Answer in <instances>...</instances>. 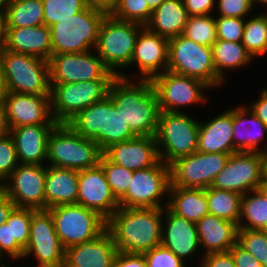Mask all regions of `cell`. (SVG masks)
I'll use <instances>...</instances> for the list:
<instances>
[{
	"instance_id": "d4e9b609",
	"label": "cell",
	"mask_w": 267,
	"mask_h": 267,
	"mask_svg": "<svg viewBox=\"0 0 267 267\" xmlns=\"http://www.w3.org/2000/svg\"><path fill=\"white\" fill-rule=\"evenodd\" d=\"M55 125H29L10 129L18 161L22 164H40L47 160L48 137Z\"/></svg>"
},
{
	"instance_id": "ab89813d",
	"label": "cell",
	"mask_w": 267,
	"mask_h": 267,
	"mask_svg": "<svg viewBox=\"0 0 267 267\" xmlns=\"http://www.w3.org/2000/svg\"><path fill=\"white\" fill-rule=\"evenodd\" d=\"M42 3L44 25L49 28L58 21L79 13L89 5L86 0H42Z\"/></svg>"
},
{
	"instance_id": "c3c4849f",
	"label": "cell",
	"mask_w": 267,
	"mask_h": 267,
	"mask_svg": "<svg viewBox=\"0 0 267 267\" xmlns=\"http://www.w3.org/2000/svg\"><path fill=\"white\" fill-rule=\"evenodd\" d=\"M4 251L13 259L24 255V249L17 242H11L10 223L6 222L0 225V254Z\"/></svg>"
},
{
	"instance_id": "d6986e66",
	"label": "cell",
	"mask_w": 267,
	"mask_h": 267,
	"mask_svg": "<svg viewBox=\"0 0 267 267\" xmlns=\"http://www.w3.org/2000/svg\"><path fill=\"white\" fill-rule=\"evenodd\" d=\"M78 205L98 212L106 220L120 207L100 164L79 170Z\"/></svg>"
},
{
	"instance_id": "9f6ffc18",
	"label": "cell",
	"mask_w": 267,
	"mask_h": 267,
	"mask_svg": "<svg viewBox=\"0 0 267 267\" xmlns=\"http://www.w3.org/2000/svg\"><path fill=\"white\" fill-rule=\"evenodd\" d=\"M10 133L4 102H0V138Z\"/></svg>"
},
{
	"instance_id": "f907efd6",
	"label": "cell",
	"mask_w": 267,
	"mask_h": 267,
	"mask_svg": "<svg viewBox=\"0 0 267 267\" xmlns=\"http://www.w3.org/2000/svg\"><path fill=\"white\" fill-rule=\"evenodd\" d=\"M201 263V267H236L229 251L206 254Z\"/></svg>"
},
{
	"instance_id": "03108f58",
	"label": "cell",
	"mask_w": 267,
	"mask_h": 267,
	"mask_svg": "<svg viewBox=\"0 0 267 267\" xmlns=\"http://www.w3.org/2000/svg\"><path fill=\"white\" fill-rule=\"evenodd\" d=\"M252 1H253L254 5H255L256 1H257V3L259 1L260 3H263V5H267V0H252Z\"/></svg>"
},
{
	"instance_id": "f6af8a7d",
	"label": "cell",
	"mask_w": 267,
	"mask_h": 267,
	"mask_svg": "<svg viewBox=\"0 0 267 267\" xmlns=\"http://www.w3.org/2000/svg\"><path fill=\"white\" fill-rule=\"evenodd\" d=\"M18 158L16 147L10 134L0 138V186L1 181L8 179L17 168Z\"/></svg>"
},
{
	"instance_id": "003e7915",
	"label": "cell",
	"mask_w": 267,
	"mask_h": 267,
	"mask_svg": "<svg viewBox=\"0 0 267 267\" xmlns=\"http://www.w3.org/2000/svg\"><path fill=\"white\" fill-rule=\"evenodd\" d=\"M1 267H7V266H3V264H2ZM38 267H45V266H38ZM62 267H64V266H62Z\"/></svg>"
},
{
	"instance_id": "83f0119b",
	"label": "cell",
	"mask_w": 267,
	"mask_h": 267,
	"mask_svg": "<svg viewBox=\"0 0 267 267\" xmlns=\"http://www.w3.org/2000/svg\"><path fill=\"white\" fill-rule=\"evenodd\" d=\"M79 171L62 167H46L45 210L67 204H76Z\"/></svg>"
},
{
	"instance_id": "ee69618b",
	"label": "cell",
	"mask_w": 267,
	"mask_h": 267,
	"mask_svg": "<svg viewBox=\"0 0 267 267\" xmlns=\"http://www.w3.org/2000/svg\"><path fill=\"white\" fill-rule=\"evenodd\" d=\"M243 18L237 17H223L215 19L217 39L241 42L245 27Z\"/></svg>"
},
{
	"instance_id": "11a10c76",
	"label": "cell",
	"mask_w": 267,
	"mask_h": 267,
	"mask_svg": "<svg viewBox=\"0 0 267 267\" xmlns=\"http://www.w3.org/2000/svg\"><path fill=\"white\" fill-rule=\"evenodd\" d=\"M16 205L10 198L0 189V225L6 222Z\"/></svg>"
},
{
	"instance_id": "9a60e30c",
	"label": "cell",
	"mask_w": 267,
	"mask_h": 267,
	"mask_svg": "<svg viewBox=\"0 0 267 267\" xmlns=\"http://www.w3.org/2000/svg\"><path fill=\"white\" fill-rule=\"evenodd\" d=\"M263 179L261 152H236L229 155L211 187L240 195L258 189Z\"/></svg>"
},
{
	"instance_id": "484cf974",
	"label": "cell",
	"mask_w": 267,
	"mask_h": 267,
	"mask_svg": "<svg viewBox=\"0 0 267 267\" xmlns=\"http://www.w3.org/2000/svg\"><path fill=\"white\" fill-rule=\"evenodd\" d=\"M167 227L161 232V245L171 250L181 260L200 247L196 223L177 216L166 207Z\"/></svg>"
},
{
	"instance_id": "b9f144b4",
	"label": "cell",
	"mask_w": 267,
	"mask_h": 267,
	"mask_svg": "<svg viewBox=\"0 0 267 267\" xmlns=\"http://www.w3.org/2000/svg\"><path fill=\"white\" fill-rule=\"evenodd\" d=\"M237 243L267 267V230L238 229Z\"/></svg>"
},
{
	"instance_id": "ac0fdd59",
	"label": "cell",
	"mask_w": 267,
	"mask_h": 267,
	"mask_svg": "<svg viewBox=\"0 0 267 267\" xmlns=\"http://www.w3.org/2000/svg\"><path fill=\"white\" fill-rule=\"evenodd\" d=\"M40 164H18L8 179L12 183L2 181L0 189L16 205V208H32L45 210V177L46 168Z\"/></svg>"
},
{
	"instance_id": "277c9868",
	"label": "cell",
	"mask_w": 267,
	"mask_h": 267,
	"mask_svg": "<svg viewBox=\"0 0 267 267\" xmlns=\"http://www.w3.org/2000/svg\"><path fill=\"white\" fill-rule=\"evenodd\" d=\"M109 13L103 8L88 5L77 14L60 20L50 27L52 55L85 53L96 46L102 21Z\"/></svg>"
},
{
	"instance_id": "d6a6232c",
	"label": "cell",
	"mask_w": 267,
	"mask_h": 267,
	"mask_svg": "<svg viewBox=\"0 0 267 267\" xmlns=\"http://www.w3.org/2000/svg\"><path fill=\"white\" fill-rule=\"evenodd\" d=\"M4 19L6 28L44 25L42 0H10Z\"/></svg>"
},
{
	"instance_id": "8992f818",
	"label": "cell",
	"mask_w": 267,
	"mask_h": 267,
	"mask_svg": "<svg viewBox=\"0 0 267 267\" xmlns=\"http://www.w3.org/2000/svg\"><path fill=\"white\" fill-rule=\"evenodd\" d=\"M7 92L50 96L49 61L4 49L0 54Z\"/></svg>"
},
{
	"instance_id": "7dc6e473",
	"label": "cell",
	"mask_w": 267,
	"mask_h": 267,
	"mask_svg": "<svg viewBox=\"0 0 267 267\" xmlns=\"http://www.w3.org/2000/svg\"><path fill=\"white\" fill-rule=\"evenodd\" d=\"M220 15L223 17L243 18L254 6L252 0H218Z\"/></svg>"
},
{
	"instance_id": "816d5d0a",
	"label": "cell",
	"mask_w": 267,
	"mask_h": 267,
	"mask_svg": "<svg viewBox=\"0 0 267 267\" xmlns=\"http://www.w3.org/2000/svg\"><path fill=\"white\" fill-rule=\"evenodd\" d=\"M113 267H147L143 254L118 252Z\"/></svg>"
},
{
	"instance_id": "5b68a950",
	"label": "cell",
	"mask_w": 267,
	"mask_h": 267,
	"mask_svg": "<svg viewBox=\"0 0 267 267\" xmlns=\"http://www.w3.org/2000/svg\"><path fill=\"white\" fill-rule=\"evenodd\" d=\"M102 155L95 141L77 134L67 123H57L48 137L47 160L52 166L79 171L97 166Z\"/></svg>"
},
{
	"instance_id": "94428289",
	"label": "cell",
	"mask_w": 267,
	"mask_h": 267,
	"mask_svg": "<svg viewBox=\"0 0 267 267\" xmlns=\"http://www.w3.org/2000/svg\"><path fill=\"white\" fill-rule=\"evenodd\" d=\"M263 179L267 180V150H261Z\"/></svg>"
},
{
	"instance_id": "6da1fadb",
	"label": "cell",
	"mask_w": 267,
	"mask_h": 267,
	"mask_svg": "<svg viewBox=\"0 0 267 267\" xmlns=\"http://www.w3.org/2000/svg\"><path fill=\"white\" fill-rule=\"evenodd\" d=\"M108 97L136 136H155L160 109L151 80L134 84L120 73L112 81Z\"/></svg>"
},
{
	"instance_id": "e0dca14e",
	"label": "cell",
	"mask_w": 267,
	"mask_h": 267,
	"mask_svg": "<svg viewBox=\"0 0 267 267\" xmlns=\"http://www.w3.org/2000/svg\"><path fill=\"white\" fill-rule=\"evenodd\" d=\"M31 253L38 259V266H64L65 249L55 231L53 217L48 210L33 209L29 241L23 257Z\"/></svg>"
},
{
	"instance_id": "7bdbcfd3",
	"label": "cell",
	"mask_w": 267,
	"mask_h": 267,
	"mask_svg": "<svg viewBox=\"0 0 267 267\" xmlns=\"http://www.w3.org/2000/svg\"><path fill=\"white\" fill-rule=\"evenodd\" d=\"M32 208H15L6 223H10L11 242H17L24 250L30 235Z\"/></svg>"
},
{
	"instance_id": "9c48e42d",
	"label": "cell",
	"mask_w": 267,
	"mask_h": 267,
	"mask_svg": "<svg viewBox=\"0 0 267 267\" xmlns=\"http://www.w3.org/2000/svg\"><path fill=\"white\" fill-rule=\"evenodd\" d=\"M53 217L55 231L64 249L93 240L107 227V220L98 212L78 204L47 209Z\"/></svg>"
},
{
	"instance_id": "f35d334b",
	"label": "cell",
	"mask_w": 267,
	"mask_h": 267,
	"mask_svg": "<svg viewBox=\"0 0 267 267\" xmlns=\"http://www.w3.org/2000/svg\"><path fill=\"white\" fill-rule=\"evenodd\" d=\"M109 13L118 20L145 26L150 20L152 10L147 0H117Z\"/></svg>"
},
{
	"instance_id": "bcb514c9",
	"label": "cell",
	"mask_w": 267,
	"mask_h": 267,
	"mask_svg": "<svg viewBox=\"0 0 267 267\" xmlns=\"http://www.w3.org/2000/svg\"><path fill=\"white\" fill-rule=\"evenodd\" d=\"M147 267H183L184 261L162 245L143 253Z\"/></svg>"
},
{
	"instance_id": "74e56055",
	"label": "cell",
	"mask_w": 267,
	"mask_h": 267,
	"mask_svg": "<svg viewBox=\"0 0 267 267\" xmlns=\"http://www.w3.org/2000/svg\"><path fill=\"white\" fill-rule=\"evenodd\" d=\"M182 35L198 44L212 47L218 40L215 19L209 15L190 16Z\"/></svg>"
},
{
	"instance_id": "681fc988",
	"label": "cell",
	"mask_w": 267,
	"mask_h": 267,
	"mask_svg": "<svg viewBox=\"0 0 267 267\" xmlns=\"http://www.w3.org/2000/svg\"><path fill=\"white\" fill-rule=\"evenodd\" d=\"M236 267H263L262 264L237 242L229 250Z\"/></svg>"
},
{
	"instance_id": "91938a15",
	"label": "cell",
	"mask_w": 267,
	"mask_h": 267,
	"mask_svg": "<svg viewBox=\"0 0 267 267\" xmlns=\"http://www.w3.org/2000/svg\"><path fill=\"white\" fill-rule=\"evenodd\" d=\"M6 95H7V89H6L2 64L0 61V102L4 101Z\"/></svg>"
},
{
	"instance_id": "6125c7cd",
	"label": "cell",
	"mask_w": 267,
	"mask_h": 267,
	"mask_svg": "<svg viewBox=\"0 0 267 267\" xmlns=\"http://www.w3.org/2000/svg\"><path fill=\"white\" fill-rule=\"evenodd\" d=\"M165 0H147L149 8L153 11L157 9Z\"/></svg>"
},
{
	"instance_id": "3957f363",
	"label": "cell",
	"mask_w": 267,
	"mask_h": 267,
	"mask_svg": "<svg viewBox=\"0 0 267 267\" xmlns=\"http://www.w3.org/2000/svg\"><path fill=\"white\" fill-rule=\"evenodd\" d=\"M67 124L77 134L95 141L102 151L114 143L137 137L108 96L80 111Z\"/></svg>"
},
{
	"instance_id": "7a4b0ae2",
	"label": "cell",
	"mask_w": 267,
	"mask_h": 267,
	"mask_svg": "<svg viewBox=\"0 0 267 267\" xmlns=\"http://www.w3.org/2000/svg\"><path fill=\"white\" fill-rule=\"evenodd\" d=\"M162 208L119 207L107 219L119 252L143 254L161 245Z\"/></svg>"
},
{
	"instance_id": "603a6c76",
	"label": "cell",
	"mask_w": 267,
	"mask_h": 267,
	"mask_svg": "<svg viewBox=\"0 0 267 267\" xmlns=\"http://www.w3.org/2000/svg\"><path fill=\"white\" fill-rule=\"evenodd\" d=\"M142 32V33H141ZM169 40L142 28L136 39L132 63H137L145 80H152L159 75L158 69H168ZM136 61V62H135Z\"/></svg>"
},
{
	"instance_id": "8d00e7d4",
	"label": "cell",
	"mask_w": 267,
	"mask_h": 267,
	"mask_svg": "<svg viewBox=\"0 0 267 267\" xmlns=\"http://www.w3.org/2000/svg\"><path fill=\"white\" fill-rule=\"evenodd\" d=\"M241 43L253 56L267 52V14H260L245 21Z\"/></svg>"
},
{
	"instance_id": "e7e4bbea",
	"label": "cell",
	"mask_w": 267,
	"mask_h": 267,
	"mask_svg": "<svg viewBox=\"0 0 267 267\" xmlns=\"http://www.w3.org/2000/svg\"><path fill=\"white\" fill-rule=\"evenodd\" d=\"M258 190L264 195L267 199V180L262 179V182L258 186Z\"/></svg>"
},
{
	"instance_id": "be15d7a7",
	"label": "cell",
	"mask_w": 267,
	"mask_h": 267,
	"mask_svg": "<svg viewBox=\"0 0 267 267\" xmlns=\"http://www.w3.org/2000/svg\"><path fill=\"white\" fill-rule=\"evenodd\" d=\"M9 3H10V0H0V17L1 18L5 17ZM5 4H6V6H5ZM2 7H4V10H2Z\"/></svg>"
},
{
	"instance_id": "1f68e13d",
	"label": "cell",
	"mask_w": 267,
	"mask_h": 267,
	"mask_svg": "<svg viewBox=\"0 0 267 267\" xmlns=\"http://www.w3.org/2000/svg\"><path fill=\"white\" fill-rule=\"evenodd\" d=\"M246 109L247 108L245 107L232 109L233 147L237 152H261L260 150L258 151V143L261 141L260 139H263V135L264 132L267 131V127L251 111L250 117L247 119L245 115L247 112ZM250 123L255 128L257 127L259 131H256V133L251 132L252 128H250L248 131ZM247 126L249 127L247 128ZM241 127H245L243 128L244 130H241ZM236 140L239 142H236Z\"/></svg>"
},
{
	"instance_id": "f546056e",
	"label": "cell",
	"mask_w": 267,
	"mask_h": 267,
	"mask_svg": "<svg viewBox=\"0 0 267 267\" xmlns=\"http://www.w3.org/2000/svg\"><path fill=\"white\" fill-rule=\"evenodd\" d=\"M188 18L182 0H165L157 9L152 11L150 20L145 27L150 32L169 40L183 34Z\"/></svg>"
},
{
	"instance_id": "52a82bcc",
	"label": "cell",
	"mask_w": 267,
	"mask_h": 267,
	"mask_svg": "<svg viewBox=\"0 0 267 267\" xmlns=\"http://www.w3.org/2000/svg\"><path fill=\"white\" fill-rule=\"evenodd\" d=\"M198 133V121L183 112H160L154 136L160 160L169 166L175 160L195 153ZM159 146L164 147L163 150Z\"/></svg>"
},
{
	"instance_id": "4dcf8cb0",
	"label": "cell",
	"mask_w": 267,
	"mask_h": 267,
	"mask_svg": "<svg viewBox=\"0 0 267 267\" xmlns=\"http://www.w3.org/2000/svg\"><path fill=\"white\" fill-rule=\"evenodd\" d=\"M167 206L174 214L197 223L209 214L206 189L169 187Z\"/></svg>"
},
{
	"instance_id": "cb8c5ba5",
	"label": "cell",
	"mask_w": 267,
	"mask_h": 267,
	"mask_svg": "<svg viewBox=\"0 0 267 267\" xmlns=\"http://www.w3.org/2000/svg\"><path fill=\"white\" fill-rule=\"evenodd\" d=\"M5 49L49 61L52 56L51 30L46 25L6 28Z\"/></svg>"
},
{
	"instance_id": "44dd1931",
	"label": "cell",
	"mask_w": 267,
	"mask_h": 267,
	"mask_svg": "<svg viewBox=\"0 0 267 267\" xmlns=\"http://www.w3.org/2000/svg\"><path fill=\"white\" fill-rule=\"evenodd\" d=\"M112 163L137 171L154 166L159 160L155 137L137 136L124 142L114 143L103 151Z\"/></svg>"
},
{
	"instance_id": "7c38bea8",
	"label": "cell",
	"mask_w": 267,
	"mask_h": 267,
	"mask_svg": "<svg viewBox=\"0 0 267 267\" xmlns=\"http://www.w3.org/2000/svg\"><path fill=\"white\" fill-rule=\"evenodd\" d=\"M230 154L195 153L179 158L170 167V187L206 189L222 171Z\"/></svg>"
},
{
	"instance_id": "836d02e7",
	"label": "cell",
	"mask_w": 267,
	"mask_h": 267,
	"mask_svg": "<svg viewBox=\"0 0 267 267\" xmlns=\"http://www.w3.org/2000/svg\"><path fill=\"white\" fill-rule=\"evenodd\" d=\"M206 198L209 214L233 222L238 226L241 221L242 195L210 186L206 188Z\"/></svg>"
},
{
	"instance_id": "2e32d148",
	"label": "cell",
	"mask_w": 267,
	"mask_h": 267,
	"mask_svg": "<svg viewBox=\"0 0 267 267\" xmlns=\"http://www.w3.org/2000/svg\"><path fill=\"white\" fill-rule=\"evenodd\" d=\"M160 112H179L176 107L206 102L202 96L204 88L210 87L202 80L194 77L176 74L169 70L159 72L152 80Z\"/></svg>"
},
{
	"instance_id": "4316f807",
	"label": "cell",
	"mask_w": 267,
	"mask_h": 267,
	"mask_svg": "<svg viewBox=\"0 0 267 267\" xmlns=\"http://www.w3.org/2000/svg\"><path fill=\"white\" fill-rule=\"evenodd\" d=\"M232 110L205 124L199 123L197 151L201 153H236L233 147Z\"/></svg>"
},
{
	"instance_id": "db71d44e",
	"label": "cell",
	"mask_w": 267,
	"mask_h": 267,
	"mask_svg": "<svg viewBox=\"0 0 267 267\" xmlns=\"http://www.w3.org/2000/svg\"><path fill=\"white\" fill-rule=\"evenodd\" d=\"M261 98L251 106V112L267 127V90H263Z\"/></svg>"
},
{
	"instance_id": "680465c9",
	"label": "cell",
	"mask_w": 267,
	"mask_h": 267,
	"mask_svg": "<svg viewBox=\"0 0 267 267\" xmlns=\"http://www.w3.org/2000/svg\"><path fill=\"white\" fill-rule=\"evenodd\" d=\"M6 46V25L5 19L0 17V54Z\"/></svg>"
},
{
	"instance_id": "4fadbf2b",
	"label": "cell",
	"mask_w": 267,
	"mask_h": 267,
	"mask_svg": "<svg viewBox=\"0 0 267 267\" xmlns=\"http://www.w3.org/2000/svg\"><path fill=\"white\" fill-rule=\"evenodd\" d=\"M169 187L170 167L159 160L154 166L134 171L126 194L119 200L120 207L162 208L160 196L169 192Z\"/></svg>"
},
{
	"instance_id": "f1b7e54d",
	"label": "cell",
	"mask_w": 267,
	"mask_h": 267,
	"mask_svg": "<svg viewBox=\"0 0 267 267\" xmlns=\"http://www.w3.org/2000/svg\"><path fill=\"white\" fill-rule=\"evenodd\" d=\"M199 244L206 254L227 252L237 242L238 226L230 221L208 214L196 223Z\"/></svg>"
},
{
	"instance_id": "8fae6325",
	"label": "cell",
	"mask_w": 267,
	"mask_h": 267,
	"mask_svg": "<svg viewBox=\"0 0 267 267\" xmlns=\"http://www.w3.org/2000/svg\"><path fill=\"white\" fill-rule=\"evenodd\" d=\"M113 80L51 84L52 116L57 123H68L80 111L104 100Z\"/></svg>"
},
{
	"instance_id": "7402d4cb",
	"label": "cell",
	"mask_w": 267,
	"mask_h": 267,
	"mask_svg": "<svg viewBox=\"0 0 267 267\" xmlns=\"http://www.w3.org/2000/svg\"><path fill=\"white\" fill-rule=\"evenodd\" d=\"M118 252L106 229L91 241L65 249L64 267H113Z\"/></svg>"
},
{
	"instance_id": "ffe728a7",
	"label": "cell",
	"mask_w": 267,
	"mask_h": 267,
	"mask_svg": "<svg viewBox=\"0 0 267 267\" xmlns=\"http://www.w3.org/2000/svg\"><path fill=\"white\" fill-rule=\"evenodd\" d=\"M3 102L10 129L29 125L57 124L53 116H50L53 109L50 105V96L7 92Z\"/></svg>"
},
{
	"instance_id": "5bb4252c",
	"label": "cell",
	"mask_w": 267,
	"mask_h": 267,
	"mask_svg": "<svg viewBox=\"0 0 267 267\" xmlns=\"http://www.w3.org/2000/svg\"><path fill=\"white\" fill-rule=\"evenodd\" d=\"M50 83L84 82L91 80H114L111 72L99 56L85 53L54 54L49 60Z\"/></svg>"
},
{
	"instance_id": "d590c367",
	"label": "cell",
	"mask_w": 267,
	"mask_h": 267,
	"mask_svg": "<svg viewBox=\"0 0 267 267\" xmlns=\"http://www.w3.org/2000/svg\"><path fill=\"white\" fill-rule=\"evenodd\" d=\"M251 193L254 195L248 197L246 193L241 198L240 217H245L249 225L240 221L238 229L267 230V199L258 189Z\"/></svg>"
},
{
	"instance_id": "ba28073f",
	"label": "cell",
	"mask_w": 267,
	"mask_h": 267,
	"mask_svg": "<svg viewBox=\"0 0 267 267\" xmlns=\"http://www.w3.org/2000/svg\"><path fill=\"white\" fill-rule=\"evenodd\" d=\"M144 27L138 23L118 20L110 13L102 21L95 47L104 65L117 76L120 74L115 69L117 66L131 65L140 32L138 30Z\"/></svg>"
},
{
	"instance_id": "60d3db41",
	"label": "cell",
	"mask_w": 267,
	"mask_h": 267,
	"mask_svg": "<svg viewBox=\"0 0 267 267\" xmlns=\"http://www.w3.org/2000/svg\"><path fill=\"white\" fill-rule=\"evenodd\" d=\"M99 164L104 170L113 195L119 201L126 194L134 171L110 162L104 155H102Z\"/></svg>"
},
{
	"instance_id": "30bf717a",
	"label": "cell",
	"mask_w": 267,
	"mask_h": 267,
	"mask_svg": "<svg viewBox=\"0 0 267 267\" xmlns=\"http://www.w3.org/2000/svg\"><path fill=\"white\" fill-rule=\"evenodd\" d=\"M167 70L197 78L210 87L222 82L216 74L212 47L198 44L182 34L169 39Z\"/></svg>"
},
{
	"instance_id": "e575fe53",
	"label": "cell",
	"mask_w": 267,
	"mask_h": 267,
	"mask_svg": "<svg viewBox=\"0 0 267 267\" xmlns=\"http://www.w3.org/2000/svg\"><path fill=\"white\" fill-rule=\"evenodd\" d=\"M213 63L217 76L223 81V69L246 65L253 58L241 42L218 39L212 45Z\"/></svg>"
},
{
	"instance_id": "f5cc1de1",
	"label": "cell",
	"mask_w": 267,
	"mask_h": 267,
	"mask_svg": "<svg viewBox=\"0 0 267 267\" xmlns=\"http://www.w3.org/2000/svg\"><path fill=\"white\" fill-rule=\"evenodd\" d=\"M188 16L209 15L214 6V0H182Z\"/></svg>"
},
{
	"instance_id": "6f0895ef",
	"label": "cell",
	"mask_w": 267,
	"mask_h": 267,
	"mask_svg": "<svg viewBox=\"0 0 267 267\" xmlns=\"http://www.w3.org/2000/svg\"><path fill=\"white\" fill-rule=\"evenodd\" d=\"M89 5L97 6L105 10L110 9L116 4L117 0H86Z\"/></svg>"
}]
</instances>
